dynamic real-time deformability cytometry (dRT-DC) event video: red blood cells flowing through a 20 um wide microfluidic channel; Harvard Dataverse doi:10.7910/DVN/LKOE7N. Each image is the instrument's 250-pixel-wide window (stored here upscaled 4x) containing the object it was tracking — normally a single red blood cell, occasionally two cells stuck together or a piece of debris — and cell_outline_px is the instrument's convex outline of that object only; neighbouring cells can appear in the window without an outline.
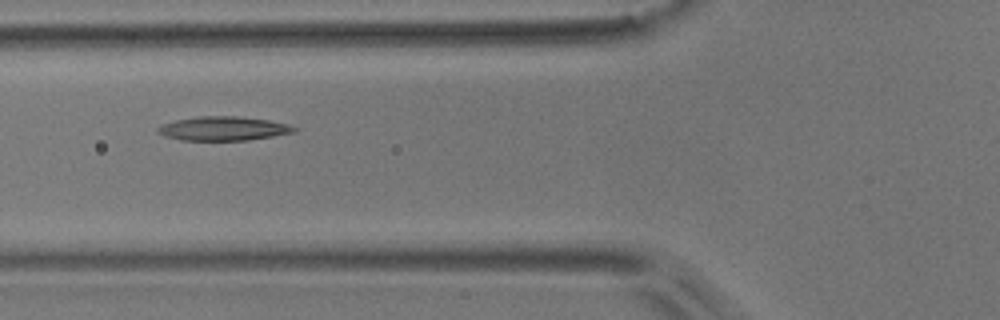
{"species": "common noctule bat (a hibernating species)", "species_latin": "Nyctalus noctula", "temperature_condition": "room temperature", "stored_images_in_passage": 10, "camera_frame_rate_fps": 3000, "um_per_image_px": 0.085, "animal": {"sex": "male", "body_mass_g": 17.9}, "frame": {"image": 1, "passage_image": 6, "time_ms": 1.667, "image_size_px": [1000, 320], "cell_outline_px": [[296, 132], [248, 140], [180, 140], [164, 136], [156, 132], [156, 128], [164, 124], [176, 120], [200, 116], [236, 116], [268, 120], [288, 124], [296, 128]], "centroid_in_image_um": [18.96, 10.93], "position_along_channel_um": 106.8, "area_um2": 18.96}}
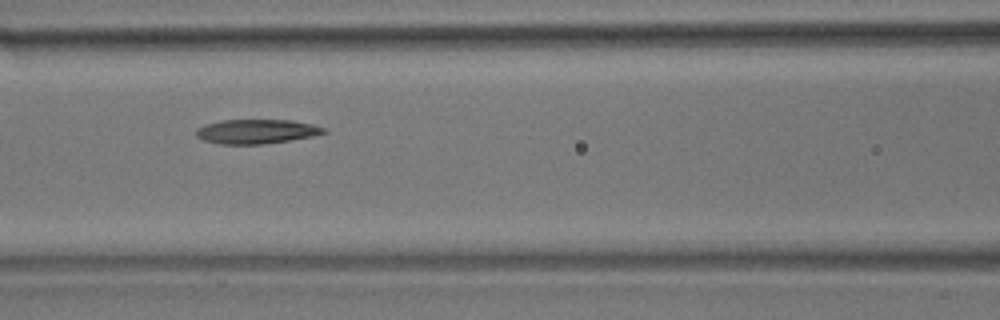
{"frame": {"image": 2, "passage_image": 7, "time_ms": 2.0, "image_size_px": [1000, 320], "cell_outline_px": [[328, 132], [312, 136], [264, 144], [220, 144], [204, 140], [196, 136], [196, 128], [204, 124], [220, 120], [292, 120], [312, 124], [324, 128]], "centroid_in_image_um": [21.76, 11.17], "position_along_channel_um": 144.8, "area_um2": 18.09}}